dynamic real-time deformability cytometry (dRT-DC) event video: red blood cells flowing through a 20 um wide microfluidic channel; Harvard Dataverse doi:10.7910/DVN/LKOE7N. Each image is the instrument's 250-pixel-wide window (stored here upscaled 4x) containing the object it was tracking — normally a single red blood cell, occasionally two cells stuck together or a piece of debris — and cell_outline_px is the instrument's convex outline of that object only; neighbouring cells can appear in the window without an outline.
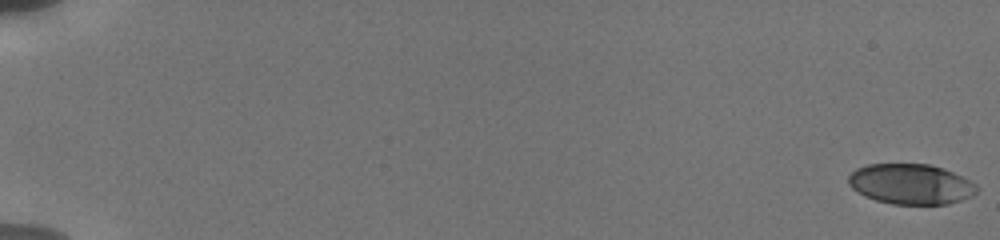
{"species": "human", "species_latin": "Homo sapiens", "temperature_condition": "cold", "stored_images_in_passage": 25, "camera_frame_rate_fps": 3000, "um_per_image_px": 0.085, "donor": {"sex": "male"}, "frame": {"image": 1, "passage_image": 1, "time_ms": 0.0, "image_size_px": [1000, 240], "cell_outline_px": [[976, 192], [972, 196], [948, 204], [892, 204], [876, 200], [864, 196], [852, 188], [848, 184], [848, 176], [856, 168], [868, 164], [928, 164], [944, 168], [976, 184]], "centroid_in_image_um": [77.39, 15.64], "position_along_channel_um": 7.6, "area_um2": 30.06}}
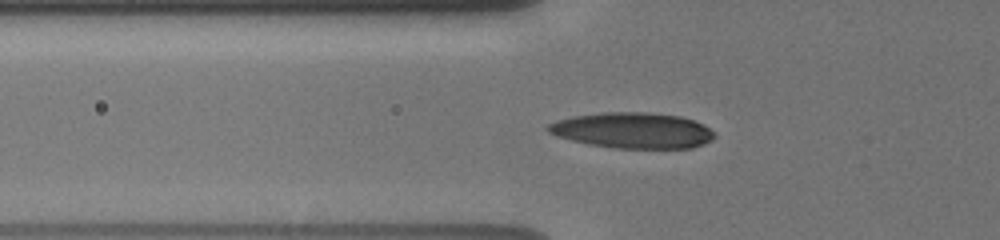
{"frame": {"image": 2, "passage_image": 13, "time_ms": 7.0, "image_size_px": [1000, 240], "cell_outline_px": [[716, 136], [712, 140], [704, 144], [692, 148], [612, 148], [588, 144], [556, 136], [548, 132], [548, 124], [556, 120], [572, 116], [604, 112], [648, 112], [680, 116], [704, 124]], "centroid_in_image_um": [53.77, 11.08], "position_along_channel_um": 72.0, "area_um2": 34.74}}
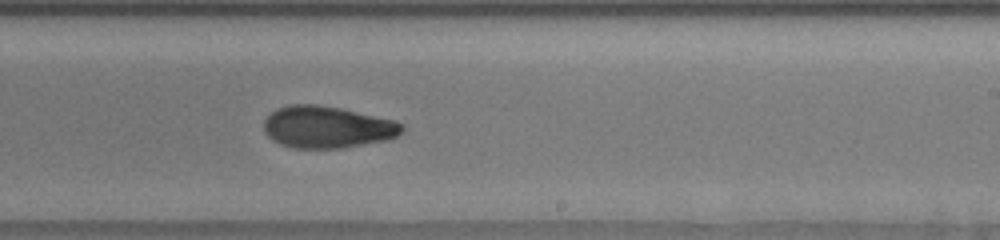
{"frame": {"image": 3, "passage_image": 25, "time_ms": 12.0, "image_size_px": [1000, 240], "cell_outline_px": [[404, 132], [388, 140], [340, 148], [296, 148], [280, 144], [272, 140], [264, 132], [264, 120], [276, 108], [292, 104], [316, 104], [340, 108], [396, 120], [404, 124]], "centroid_in_image_um": [27.83, 10.8], "position_along_channel_um": 261.2, "area_um2": 33.93}}